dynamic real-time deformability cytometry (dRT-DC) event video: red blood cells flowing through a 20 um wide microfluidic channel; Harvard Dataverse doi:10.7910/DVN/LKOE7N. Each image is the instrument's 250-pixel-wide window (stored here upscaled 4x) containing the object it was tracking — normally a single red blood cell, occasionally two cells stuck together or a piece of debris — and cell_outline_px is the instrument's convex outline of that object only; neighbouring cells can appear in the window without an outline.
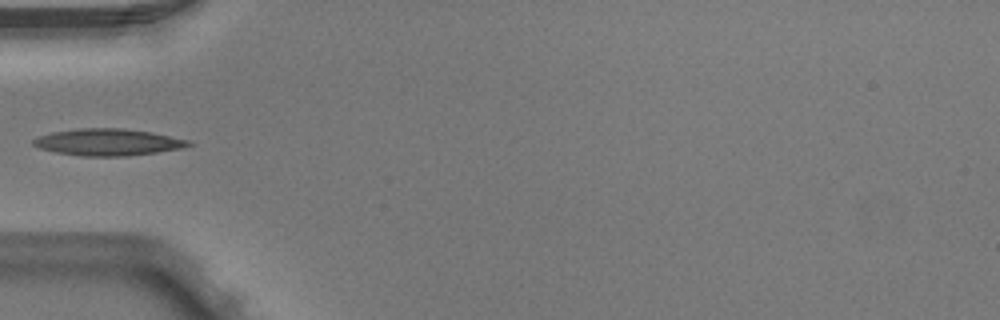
{"species": "Egyptian fruit bat (a non-hibernating species)", "species_latin": "Rousettus aegyptiacus", "temperature_condition": "warm", "stored_images_in_passage": 5, "camera_frame_rate_fps": 3000, "um_per_image_px": 0.085, "animal": {"sex": "male"}, "frame": {"image": 1, "passage_image": 5, "time_ms": 1.333, "image_size_px": [1000, 320], "cell_outline_px": [[196, 144], [184, 148], [156, 152], [124, 156], [80, 156], [56, 152], [40, 148], [32, 144], [32, 140], [40, 136], [52, 132], [80, 128], [124, 128], [152, 132], [188, 140]], "centroid_in_image_um": [9.21, 12.08], "position_along_channel_um": 75.8, "area_um2": 24.22}}